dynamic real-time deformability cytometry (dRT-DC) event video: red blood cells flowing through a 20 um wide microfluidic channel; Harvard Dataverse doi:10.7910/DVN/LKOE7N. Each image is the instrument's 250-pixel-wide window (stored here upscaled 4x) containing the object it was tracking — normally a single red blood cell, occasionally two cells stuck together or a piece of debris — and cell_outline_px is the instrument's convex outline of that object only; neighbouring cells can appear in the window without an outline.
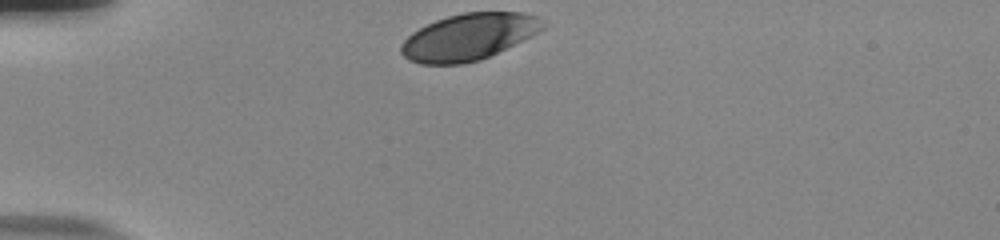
{"species": "human", "species_latin": "Homo sapiens", "temperature_condition": "room temperature", "stored_images_in_passage": 32, "camera_frame_rate_fps": 3000, "um_per_image_px": 0.085, "donor": {"sex": "male"}, "frame": {"image": 1, "passage_image": 1, "time_ms": 0.0, "image_size_px": [1000, 240], "cell_outline_px": [[548, 24], [544, 28], [480, 60], [460, 64], [420, 64], [408, 60], [400, 52], [400, 44], [412, 32], [436, 20], [448, 16], [464, 12], [520, 12], [536, 16]], "centroid_in_image_um": [39.79, 3.13], "position_along_channel_um": 45.2, "area_um2": 37.97}}
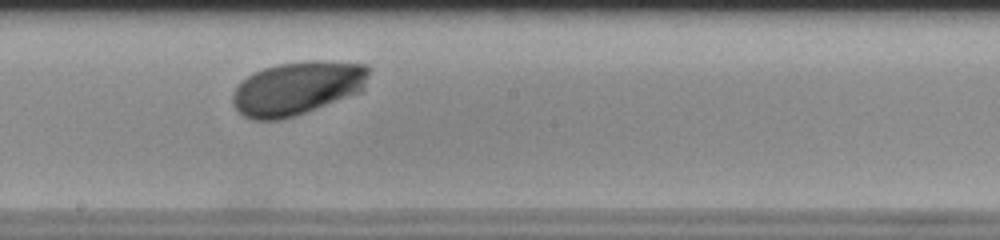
{"frame": {"image": 2, "passage_image": 18, "time_ms": 5.667, "image_size_px": [1000, 240], "cell_outline_px": [[372, 68], [364, 88], [360, 92], [296, 116], [280, 120], [252, 120], [244, 116], [232, 104], [232, 96], [240, 80], [252, 72], [264, 68], [280, 64], [308, 60], [324, 60], [368, 64]], "centroid_in_image_um": [25.29, 7.48], "position_along_channel_um": 222.9, "area_um2": 43.0}}
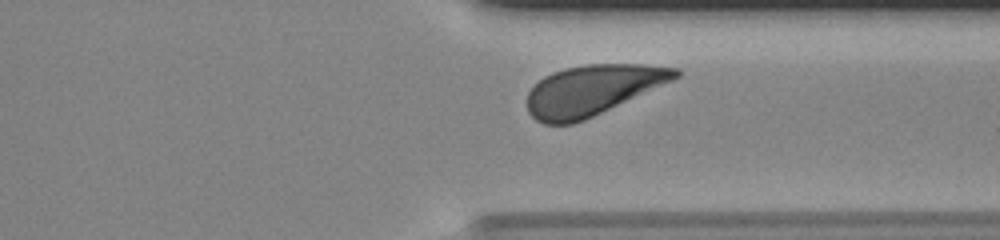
{"frame": {"image": 3, "passage_image": 29, "time_ms": 9.333, "image_size_px": [1000, 240], "cell_outline_px": [[680, 76], [672, 80], [584, 120], [572, 124], [544, 124], [536, 120], [528, 112], [528, 92], [544, 76], [552, 72], [564, 68], [588, 64], [640, 64], [680, 68]], "centroid_in_image_um": [50.33, 7.65], "position_along_channel_um": 361.1, "area_um2": 42.89}, "authors_computed_cell_mechanics": {"area_um2": 41.5004, "velocity_mm_per_s": 3.7549, "shape_relaxation_time_tau1_ms": 1.7011, "shape_relaxation_time_tau2_ms": null, "deformation_change_tau1": 0.1037, "deformation_change_tau2": null}}